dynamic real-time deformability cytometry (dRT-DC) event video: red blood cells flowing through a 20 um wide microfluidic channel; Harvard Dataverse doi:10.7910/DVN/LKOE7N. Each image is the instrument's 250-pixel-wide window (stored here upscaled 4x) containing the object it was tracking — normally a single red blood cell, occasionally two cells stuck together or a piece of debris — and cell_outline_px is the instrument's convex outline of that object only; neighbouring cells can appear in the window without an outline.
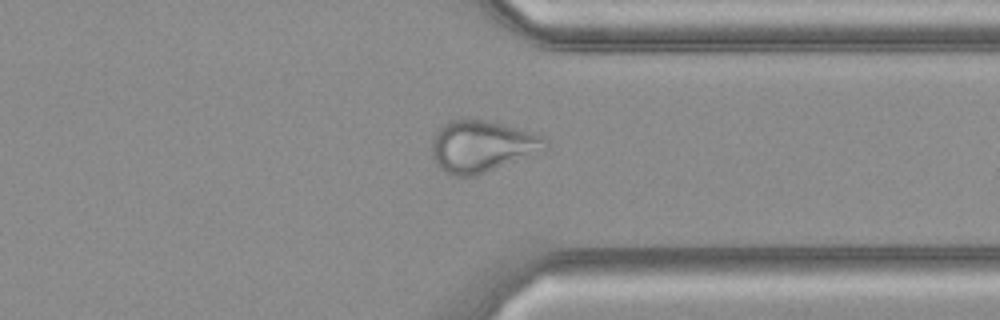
{"species": "common noctule bat (a hibernating species)", "species_latin": "Nyctalus noctula", "temperature_condition": "cold", "stored_images_in_passage": 33, "camera_frame_rate_fps": 3000, "um_per_image_px": 0.085, "animal": {"sex": "female", "body_mass_g": 21.9}, "frame": {"image": 1, "passage_image": 24, "time_ms": 7.667, "image_size_px": [1000, 320], "cell_outline_px": [[548, 144], [476, 176], [452, 176], [440, 168], [436, 164], [432, 156], [432, 140], [436, 132], [444, 124], [452, 120], [464, 116], [484, 120], [500, 124], [544, 136], [548, 140]], "centroid_in_image_um": [40.8, 12.39], "position_along_channel_um": 370.6, "area_um2": 33.0}}